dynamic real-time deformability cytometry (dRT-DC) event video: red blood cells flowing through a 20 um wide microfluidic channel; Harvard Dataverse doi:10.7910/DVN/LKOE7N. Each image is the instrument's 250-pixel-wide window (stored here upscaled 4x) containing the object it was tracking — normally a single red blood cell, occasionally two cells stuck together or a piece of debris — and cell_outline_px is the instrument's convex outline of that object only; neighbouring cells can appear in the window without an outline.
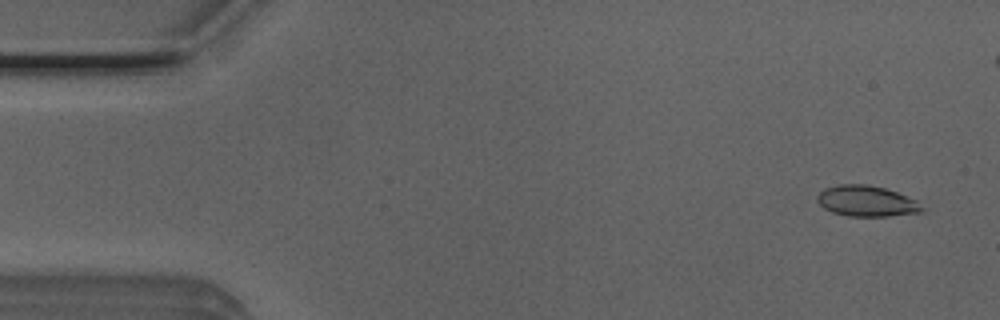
{"species": "Egyptian fruit bat (a non-hibernating species)", "species_latin": "Rousettus aegyptiacus", "temperature_condition": "room temperature", "stored_images_in_passage": 6, "camera_frame_rate_fps": 3000, "um_per_image_px": 0.085, "animal": {"sex": "male"}, "frame": {"image": 1, "passage_image": 1, "time_ms": 0.0, "image_size_px": [1000, 320], "cell_outline_px": [[924, 208], [920, 212], [888, 216], [848, 216], [832, 212], [824, 208], [816, 200], [816, 196], [824, 188], [840, 184], [868, 184], [884, 188], [896, 192], [916, 200]], "centroid_in_image_um": [73.62, 17.09], "position_along_channel_um": 11.4, "area_um2": 18.73}}